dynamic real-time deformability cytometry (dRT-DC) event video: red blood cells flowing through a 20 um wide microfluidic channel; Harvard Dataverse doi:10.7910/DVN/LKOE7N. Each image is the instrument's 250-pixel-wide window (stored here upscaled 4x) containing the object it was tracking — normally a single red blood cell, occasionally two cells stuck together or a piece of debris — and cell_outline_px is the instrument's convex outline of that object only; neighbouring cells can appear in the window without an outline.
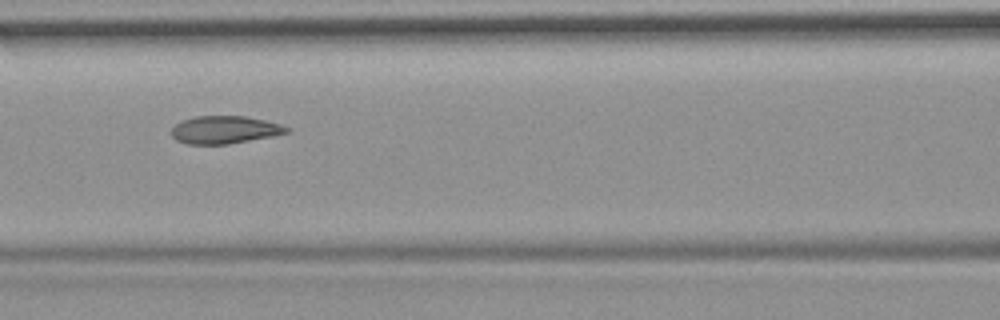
{"species": "common noctule bat (a hibernating species)", "species_latin": "Nyctalus noctula", "temperature_condition": "room temperature", "stored_images_in_passage": 11, "camera_frame_rate_fps": 3000, "um_per_image_px": 0.085, "animal": {"sex": "female", "body_mass_g": 19.9}, "frame": {"image": 1, "passage_image": 7, "time_ms": 7.667, "image_size_px": [1000, 320], "cell_outline_px": [[292, 128], [288, 132], [272, 136], [228, 144], [188, 144], [176, 140], [172, 136], [172, 128], [180, 120], [196, 116], [244, 116], [264, 120], [280, 124]], "centroid_in_image_um": [19.09, 11.03], "position_along_channel_um": 147.5, "area_um2": 18.55}}
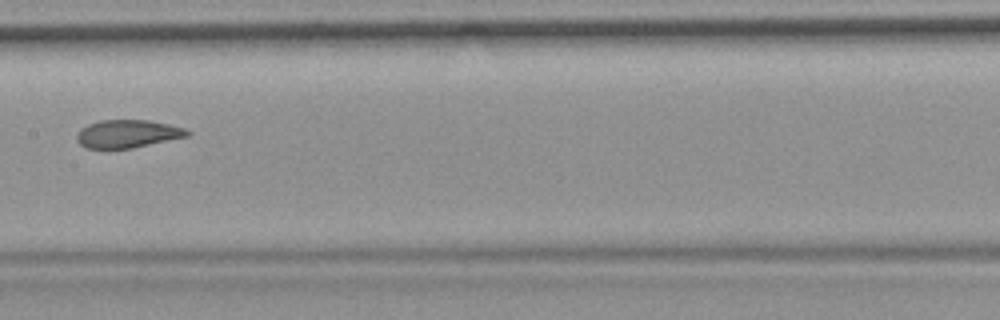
{"frame": {"image": 2, "passage_image": 8, "time_ms": 9.0, "image_size_px": [1000, 320], "cell_outline_px": [[192, 132], [188, 136], [132, 148], [88, 148], [80, 144], [76, 140], [76, 136], [80, 128], [88, 124], [100, 120], [148, 120], [168, 124], [184, 128]], "centroid_in_image_um": [10.83, 11.36], "position_along_channel_um": 196.6, "area_um2": 17.92}}